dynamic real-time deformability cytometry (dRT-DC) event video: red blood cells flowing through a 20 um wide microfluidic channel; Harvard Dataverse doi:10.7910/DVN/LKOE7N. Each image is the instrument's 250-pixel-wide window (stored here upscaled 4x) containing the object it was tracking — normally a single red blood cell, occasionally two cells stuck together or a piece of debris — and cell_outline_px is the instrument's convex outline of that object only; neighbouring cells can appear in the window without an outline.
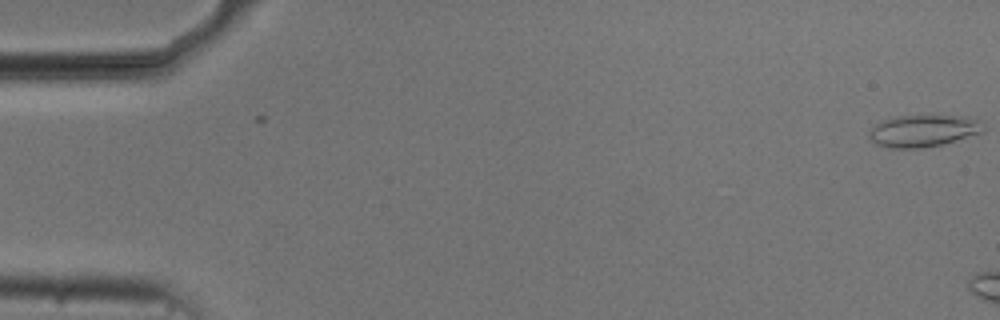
{"species": "common noctule bat (a hibernating species)", "species_latin": "Nyctalus noctula", "temperature_condition": "cold", "stored_images_in_passage": 4, "camera_frame_rate_fps": 3000, "um_per_image_px": 0.085, "animal": {"sex": "male", "body_mass_g": 20.5, "forearm_length_mm": 52.5}, "frame": {"image": 1, "passage_image": 4, "time_ms": 1.0, "image_size_px": [1000, 320], "cell_outline_px": [[984, 132], [940, 144], [920, 148], [892, 148], [876, 144], [868, 136], [868, 132], [880, 120], [896, 116], [964, 116], [976, 120], [984, 128]], "centroid_in_image_um": [78.41, 11.12], "position_along_channel_um": 6.6, "area_um2": 20.92}}